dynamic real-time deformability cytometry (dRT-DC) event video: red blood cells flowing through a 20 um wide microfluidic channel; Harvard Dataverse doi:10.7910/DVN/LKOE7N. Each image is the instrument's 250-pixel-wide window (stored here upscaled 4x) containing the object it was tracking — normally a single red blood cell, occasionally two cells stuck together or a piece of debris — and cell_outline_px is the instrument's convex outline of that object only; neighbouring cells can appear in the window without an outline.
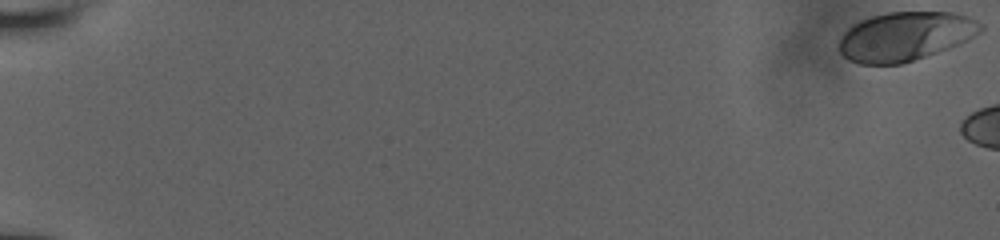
{"species": "human", "species_latin": "Homo sapiens", "temperature_condition": "room temperature", "stored_images_in_passage": 10, "camera_frame_rate_fps": 3000, "um_per_image_px": 0.085, "donor": {"sex": "male"}, "frame": {"image": 1, "passage_image": 1, "time_ms": 0.0, "image_size_px": [1000, 240], "cell_outline_px": [[984, 28], [980, 32], [948, 48], [900, 64], [860, 64], [848, 60], [840, 52], [840, 36], [848, 28], [872, 16], [888, 12], [952, 12], [968, 16], [984, 24]], "centroid_in_image_um": [76.94, 3.08], "position_along_channel_um": 8.1, "area_um2": 39.88}}